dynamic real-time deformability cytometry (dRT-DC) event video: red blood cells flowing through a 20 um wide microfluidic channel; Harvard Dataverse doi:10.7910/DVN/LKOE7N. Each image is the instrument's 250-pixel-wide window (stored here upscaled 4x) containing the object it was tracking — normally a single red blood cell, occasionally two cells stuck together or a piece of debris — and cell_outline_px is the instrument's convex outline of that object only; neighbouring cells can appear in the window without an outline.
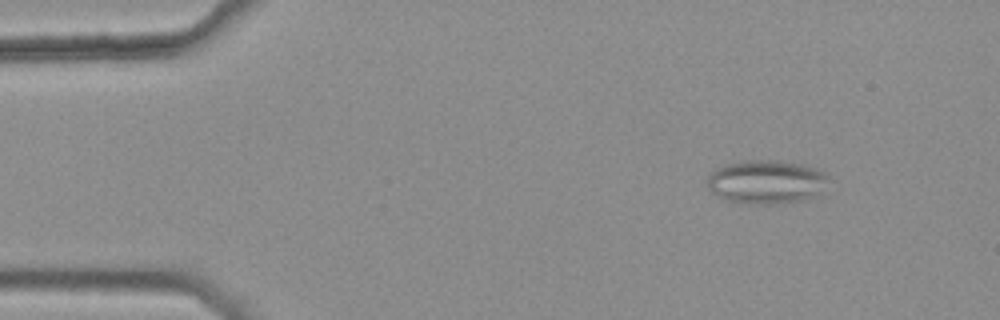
{"species": "common noctule bat (a hibernating species)", "species_latin": "Nyctalus noctula", "temperature_condition": "warm", "stored_images_in_passage": 42, "segment_of_instrument_passage": [1, 2], "camera_frame_rate_fps": 3000, "um_per_image_px": 0.085, "animal": {"sex": "female", "body_mass_g": 25.1}, "frame": {"image": 1, "passage_image": 3, "time_ms": 0.667, "image_size_px": [1000, 320], "cell_outline_px": [[824, 176], [820, 196], [804, 200], [772, 204], [752, 204], [724, 200], [712, 192], [708, 188], [708, 176], [716, 168], [728, 164], [744, 160], [776, 160], [800, 164], [816, 168], [824, 172]], "centroid_in_image_um": [65.09, 15.47], "position_along_channel_um": 19.9, "area_um2": 30.63}}